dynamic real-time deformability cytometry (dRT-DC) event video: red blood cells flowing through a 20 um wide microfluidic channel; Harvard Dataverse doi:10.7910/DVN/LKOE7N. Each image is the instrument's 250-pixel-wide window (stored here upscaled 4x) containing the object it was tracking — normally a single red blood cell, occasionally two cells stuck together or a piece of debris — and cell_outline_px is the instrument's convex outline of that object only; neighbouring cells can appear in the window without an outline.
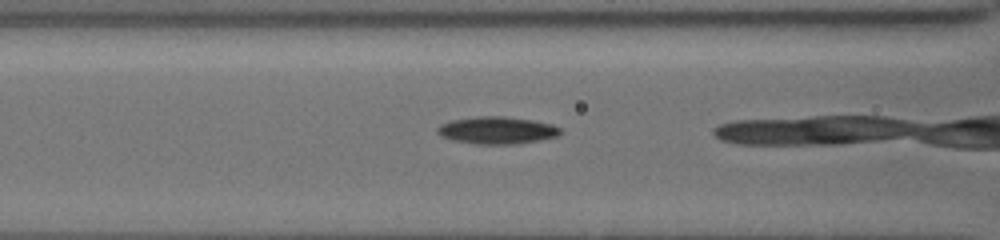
{"species": "common noctule bat (a hibernating species)", "species_latin": "Nyctalus noctula", "temperature_condition": "cold", "stored_images_in_passage": 21, "camera_frame_rate_fps": 3000, "um_per_image_px": 0.085, "animal": {"sex": "female", "body_mass_g": 19.5, "forearm_length_mm": 54.1}, "frame": {"image": 1, "passage_image": 4, "time_ms": 1.0, "image_size_px": [1000, 240], "cell_outline_px": [[560, 132], [556, 136], [540, 140], [516, 144], [476, 144], [452, 140], [440, 136], [436, 132], [436, 128], [440, 124], [452, 120], [476, 116], [500, 116], [532, 120], [552, 124], [560, 128]], "centroid_in_image_um": [42.19, 11.08], "position_along_channel_um": 124.4, "area_um2": 19.54}}
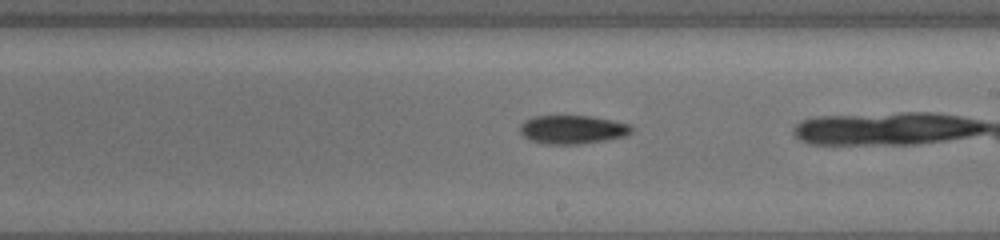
{"frame": {"image": 2, "passage_image": 13, "time_ms": 4.0, "image_size_px": [1000, 240], "cell_outline_px": [[632, 132], [628, 136], [608, 140], [580, 144], [544, 144], [528, 140], [520, 132], [520, 124], [524, 120], [536, 116], [588, 116], [612, 120], [628, 124], [632, 128]], "centroid_in_image_um": [48.66, 11.02], "position_along_channel_um": 240.3, "area_um2": 18.73}}
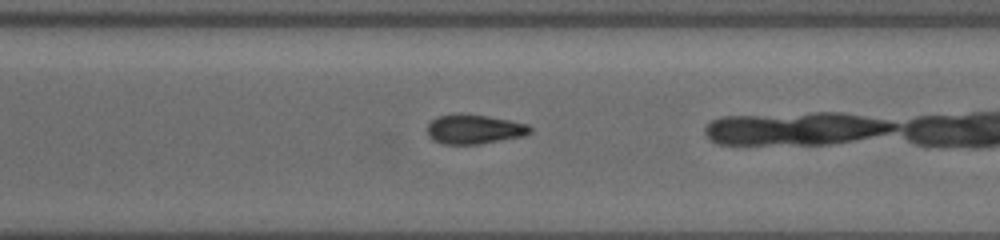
{"frame": {"image": 3, "passage_image": 20, "time_ms": 6.333, "image_size_px": [1000, 240], "cell_outline_px": [[532, 132], [524, 136], [476, 144], [444, 144], [428, 136], [428, 124], [436, 116], [456, 112], [460, 112], [488, 116], [528, 124], [532, 128]], "centroid_in_image_um": [40.3, 10.95], "position_along_channel_um": 330.3, "area_um2": 17.74}}